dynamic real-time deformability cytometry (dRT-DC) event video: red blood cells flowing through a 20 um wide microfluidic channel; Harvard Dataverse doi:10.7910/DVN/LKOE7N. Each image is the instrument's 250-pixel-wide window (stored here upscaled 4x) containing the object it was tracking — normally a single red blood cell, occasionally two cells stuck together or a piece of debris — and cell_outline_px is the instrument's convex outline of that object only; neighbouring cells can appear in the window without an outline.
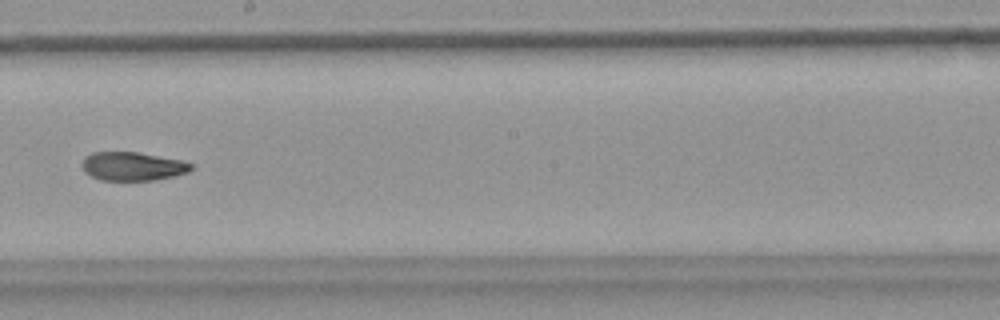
{"species": "common noctule bat (a hibernating species)", "species_latin": "Nyctalus noctula", "temperature_condition": "warm", "stored_images_in_passage": 7, "camera_frame_rate_fps": 3000, "um_per_image_px": 0.085, "animal": {"sex": "female", "body_mass_g": 18.4}, "frame": {"image": 1, "passage_image": 7, "time_ms": 2.0, "image_size_px": [1000, 320], "cell_outline_px": [[196, 164], [188, 172], [176, 176], [156, 180], [100, 180], [84, 172], [80, 164], [84, 156], [92, 152], [136, 152], [184, 160]], "centroid_in_image_um": [11.29, 14.13], "position_along_channel_um": 236.9, "area_um2": 18.55}}